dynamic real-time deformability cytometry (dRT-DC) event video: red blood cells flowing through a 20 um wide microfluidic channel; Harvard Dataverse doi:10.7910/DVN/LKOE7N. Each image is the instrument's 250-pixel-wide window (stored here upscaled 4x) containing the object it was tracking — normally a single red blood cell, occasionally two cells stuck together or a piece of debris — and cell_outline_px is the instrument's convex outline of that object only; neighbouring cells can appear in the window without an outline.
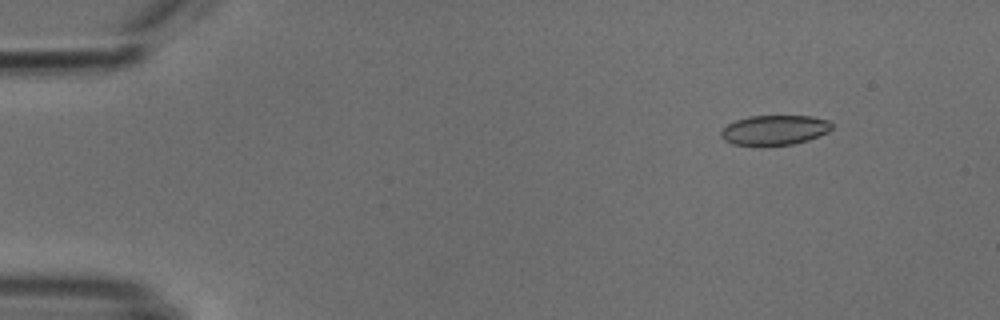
{"species": "common noctule bat (a hibernating species)", "species_latin": "Nyctalus noctula", "temperature_condition": "cold", "stored_images_in_passage": 13, "camera_frame_rate_fps": 3000, "um_per_image_px": 0.085, "animal": {"sex": "male", "body_mass_g": 18.8}, "frame": {"image": 1, "passage_image": 6, "time_ms": 1.667, "image_size_px": [1000, 320], "cell_outline_px": [[832, 128], [828, 132], [808, 140], [792, 144], [732, 144], [724, 140], [720, 136], [720, 132], [728, 124], [736, 120], [748, 116], [812, 116], [828, 120], [832, 124]], "centroid_in_image_um": [65.85, 11.03], "position_along_channel_um": 19.2, "area_um2": 18.96}}